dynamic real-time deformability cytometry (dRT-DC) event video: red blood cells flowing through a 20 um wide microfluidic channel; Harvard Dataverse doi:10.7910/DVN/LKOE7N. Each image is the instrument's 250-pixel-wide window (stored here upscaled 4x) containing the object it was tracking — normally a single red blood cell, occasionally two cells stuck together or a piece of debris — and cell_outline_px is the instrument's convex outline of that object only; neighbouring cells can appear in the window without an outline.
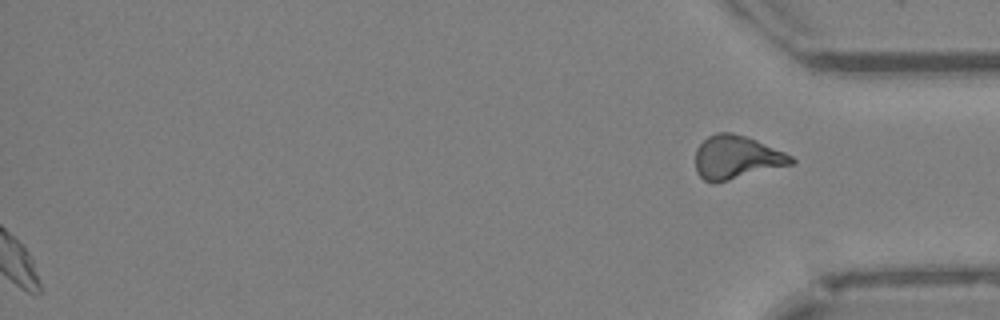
{"species": "Egyptian fruit bat (a non-hibernating species)", "species_latin": "Rousettus aegyptiacus", "temperature_condition": "cold", "stored_images_in_passage": 44, "segment_of_instrument_passage": [2, 2], "camera_frame_rate_fps": 3000, "um_per_image_px": 0.085, "animal": {"sex": "female"}, "frame": {"image": 1, "passage_image": 44, "time_ms": 14.333, "image_size_px": [1000, 320], "cell_outline_px": [[796, 164], [728, 180], [704, 180], [696, 172], [696, 148], [708, 136], [716, 132], [732, 132], [756, 140], [784, 152], [792, 156], [796, 160]], "centroid_in_image_um": [62.64, 13.35], "position_along_channel_um": 372.6, "area_um2": 23.99}}